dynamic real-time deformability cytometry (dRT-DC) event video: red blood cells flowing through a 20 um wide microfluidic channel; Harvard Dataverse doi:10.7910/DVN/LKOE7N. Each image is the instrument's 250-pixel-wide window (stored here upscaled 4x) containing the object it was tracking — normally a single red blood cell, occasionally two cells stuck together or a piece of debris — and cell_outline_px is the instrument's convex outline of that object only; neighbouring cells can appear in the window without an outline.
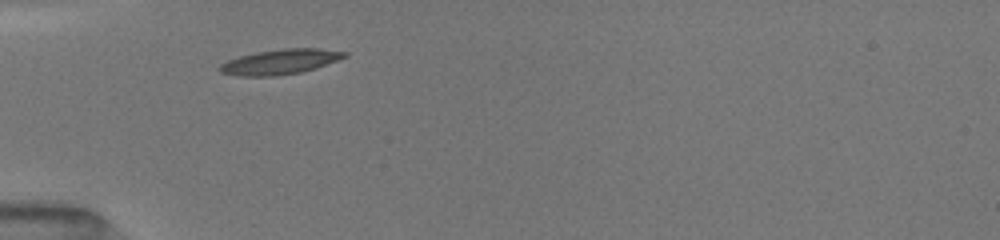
{"species": "common noctule bat (a hibernating species)", "species_latin": "Nyctalus noctula", "temperature_condition": "room temperature", "stored_images_in_passage": 35, "camera_frame_rate_fps": 3000, "um_per_image_px": 0.085, "animal": {"sex": "female", "body_mass_g": 19.5, "forearm_length_mm": 54.1}, "frame": {"image": 1, "passage_image": 1, "time_ms": 0.0, "image_size_px": [1000, 240], "cell_outline_px": [[348, 56], [316, 68], [300, 72], [276, 76], [236, 76], [220, 72], [220, 64], [228, 60], [240, 56], [256, 52], [284, 48], [320, 48], [348, 52]], "centroid_in_image_um": [23.83, 5.25], "position_along_channel_um": 61.2, "area_um2": 18.21}}
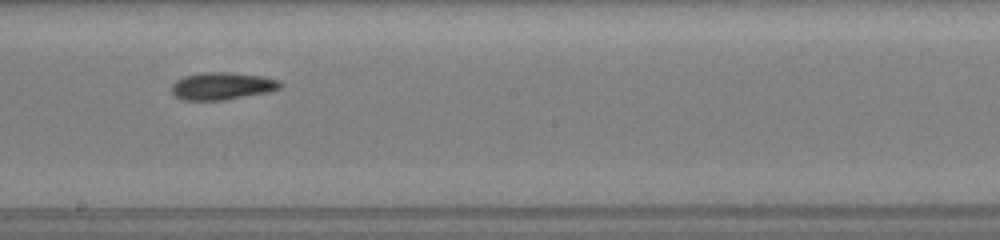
{"frame": {"image": 2, "passage_image": 14, "time_ms": 4.333, "image_size_px": [1000, 240], "cell_outline_px": [[284, 84], [280, 88], [268, 92], [224, 100], [184, 100], [176, 96], [172, 92], [172, 84], [176, 80], [184, 76], [204, 72], [232, 72], [264, 76], [280, 80]], "centroid_in_image_um": [18.92, 7.3], "position_along_channel_um": 229.3, "area_um2": 17.46}}
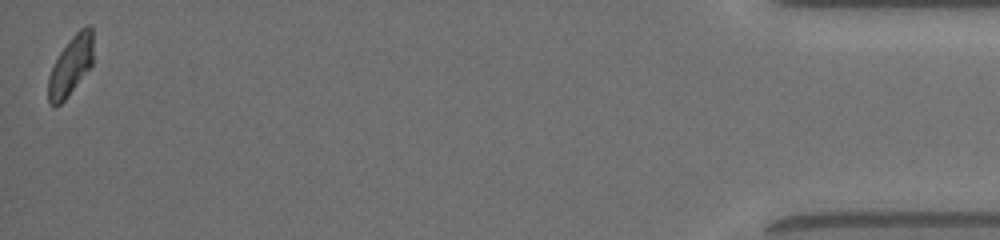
{"frame": {"image": 3, "passage_image": 35, "time_ms": 11.333, "image_size_px": [1000, 240], "cell_outline_px": [[92, 64], [68, 96], [56, 108], [52, 108], [48, 104], [48, 76], [60, 52], [72, 36], [80, 28], [88, 24], [92, 28]], "centroid_in_image_um": [5.98, 5.62], "position_along_channel_um": 429.2, "area_um2": 15.43}, "authors_computed_cell_mechanics": {"area_um2": 16.7042, "velocity_mm_per_s": 4.0401, "shape_relaxation_time_tau1_ms": 5.6398, "shape_relaxation_time_tau2_ms": 4.4258, "deformation_change_tau1": 0.1553, "deformation_change_tau2": 0.0989}}